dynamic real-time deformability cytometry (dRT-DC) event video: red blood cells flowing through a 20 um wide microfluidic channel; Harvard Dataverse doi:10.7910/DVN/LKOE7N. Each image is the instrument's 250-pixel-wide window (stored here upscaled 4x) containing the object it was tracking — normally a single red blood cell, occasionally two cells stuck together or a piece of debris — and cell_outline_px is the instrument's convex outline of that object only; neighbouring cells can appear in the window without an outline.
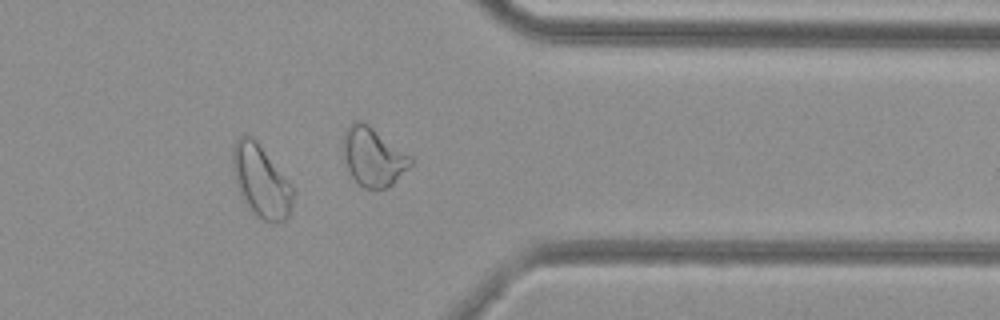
{"species": "common noctule bat (a hibernating species)", "species_latin": "Nyctalus noctula", "temperature_condition": "cold", "stored_images_in_passage": 35, "camera_frame_rate_fps": 3000, "um_per_image_px": 0.085, "animal": {"sex": "female", "body_mass_g": 29.2, "forearm_length_mm": 56.3}, "frame": {"image": 1, "passage_image": 25, "time_ms": 8.0, "image_size_px": [1000, 320], "cell_outline_px": [[292, 204], [288, 216], [284, 220], [276, 224], [260, 220], [248, 208], [240, 196], [236, 184], [232, 168], [232, 148], [236, 140], [244, 132], [252, 136], [256, 140], [292, 184]], "centroid_in_image_um": [22.16, 15.4], "position_along_channel_um": 389.2, "area_um2": 25.78}}